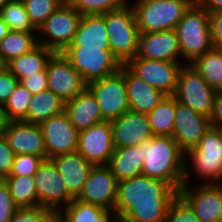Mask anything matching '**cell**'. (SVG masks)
Instances as JSON below:
<instances>
[{
  "label": "cell",
  "mask_w": 222,
  "mask_h": 222,
  "mask_svg": "<svg viewBox=\"0 0 222 222\" xmlns=\"http://www.w3.org/2000/svg\"><path fill=\"white\" fill-rule=\"evenodd\" d=\"M8 25L6 22L3 20V17L0 13V41L8 34L9 32Z\"/></svg>",
  "instance_id": "49"
},
{
  "label": "cell",
  "mask_w": 222,
  "mask_h": 222,
  "mask_svg": "<svg viewBox=\"0 0 222 222\" xmlns=\"http://www.w3.org/2000/svg\"><path fill=\"white\" fill-rule=\"evenodd\" d=\"M50 159L63 178L68 192L77 198L83 190L93 165L88 163L77 151L56 155Z\"/></svg>",
  "instance_id": "22"
},
{
  "label": "cell",
  "mask_w": 222,
  "mask_h": 222,
  "mask_svg": "<svg viewBox=\"0 0 222 222\" xmlns=\"http://www.w3.org/2000/svg\"><path fill=\"white\" fill-rule=\"evenodd\" d=\"M82 15L69 3H62L38 28V44L62 53L73 41Z\"/></svg>",
  "instance_id": "7"
},
{
  "label": "cell",
  "mask_w": 222,
  "mask_h": 222,
  "mask_svg": "<svg viewBox=\"0 0 222 222\" xmlns=\"http://www.w3.org/2000/svg\"><path fill=\"white\" fill-rule=\"evenodd\" d=\"M64 111V101L53 91L46 89L33 95L26 116L21 120L40 125L43 121Z\"/></svg>",
  "instance_id": "28"
},
{
  "label": "cell",
  "mask_w": 222,
  "mask_h": 222,
  "mask_svg": "<svg viewBox=\"0 0 222 222\" xmlns=\"http://www.w3.org/2000/svg\"><path fill=\"white\" fill-rule=\"evenodd\" d=\"M178 191L170 184L139 175L118 182L114 211L135 222H165Z\"/></svg>",
  "instance_id": "1"
},
{
  "label": "cell",
  "mask_w": 222,
  "mask_h": 222,
  "mask_svg": "<svg viewBox=\"0 0 222 222\" xmlns=\"http://www.w3.org/2000/svg\"><path fill=\"white\" fill-rule=\"evenodd\" d=\"M193 0H136L132 8L140 33L173 30Z\"/></svg>",
  "instance_id": "6"
},
{
  "label": "cell",
  "mask_w": 222,
  "mask_h": 222,
  "mask_svg": "<svg viewBox=\"0 0 222 222\" xmlns=\"http://www.w3.org/2000/svg\"><path fill=\"white\" fill-rule=\"evenodd\" d=\"M38 45L37 32L9 31L0 41V57L6 65Z\"/></svg>",
  "instance_id": "31"
},
{
  "label": "cell",
  "mask_w": 222,
  "mask_h": 222,
  "mask_svg": "<svg viewBox=\"0 0 222 222\" xmlns=\"http://www.w3.org/2000/svg\"><path fill=\"white\" fill-rule=\"evenodd\" d=\"M20 83L33 95L48 89L46 68L43 71L23 78Z\"/></svg>",
  "instance_id": "44"
},
{
  "label": "cell",
  "mask_w": 222,
  "mask_h": 222,
  "mask_svg": "<svg viewBox=\"0 0 222 222\" xmlns=\"http://www.w3.org/2000/svg\"><path fill=\"white\" fill-rule=\"evenodd\" d=\"M180 47L175 29L140 33L138 52L134 58L180 62Z\"/></svg>",
  "instance_id": "20"
},
{
  "label": "cell",
  "mask_w": 222,
  "mask_h": 222,
  "mask_svg": "<svg viewBox=\"0 0 222 222\" xmlns=\"http://www.w3.org/2000/svg\"><path fill=\"white\" fill-rule=\"evenodd\" d=\"M16 209L7 184L0 180V222H11Z\"/></svg>",
  "instance_id": "41"
},
{
  "label": "cell",
  "mask_w": 222,
  "mask_h": 222,
  "mask_svg": "<svg viewBox=\"0 0 222 222\" xmlns=\"http://www.w3.org/2000/svg\"><path fill=\"white\" fill-rule=\"evenodd\" d=\"M124 78L129 110L131 111L147 114L166 96L161 91L134 75L125 65Z\"/></svg>",
  "instance_id": "24"
},
{
  "label": "cell",
  "mask_w": 222,
  "mask_h": 222,
  "mask_svg": "<svg viewBox=\"0 0 222 222\" xmlns=\"http://www.w3.org/2000/svg\"><path fill=\"white\" fill-rule=\"evenodd\" d=\"M110 122L115 148L137 146L141 142L153 137L146 113L128 110Z\"/></svg>",
  "instance_id": "19"
},
{
  "label": "cell",
  "mask_w": 222,
  "mask_h": 222,
  "mask_svg": "<svg viewBox=\"0 0 222 222\" xmlns=\"http://www.w3.org/2000/svg\"><path fill=\"white\" fill-rule=\"evenodd\" d=\"M216 91L190 64L180 70L174 97L183 105L208 118L211 116Z\"/></svg>",
  "instance_id": "9"
},
{
  "label": "cell",
  "mask_w": 222,
  "mask_h": 222,
  "mask_svg": "<svg viewBox=\"0 0 222 222\" xmlns=\"http://www.w3.org/2000/svg\"><path fill=\"white\" fill-rule=\"evenodd\" d=\"M209 119L213 128L222 129V96L216 94Z\"/></svg>",
  "instance_id": "46"
},
{
  "label": "cell",
  "mask_w": 222,
  "mask_h": 222,
  "mask_svg": "<svg viewBox=\"0 0 222 222\" xmlns=\"http://www.w3.org/2000/svg\"><path fill=\"white\" fill-rule=\"evenodd\" d=\"M208 117L197 113L176 100V113L172 138L183 153L194 148L211 128Z\"/></svg>",
  "instance_id": "18"
},
{
  "label": "cell",
  "mask_w": 222,
  "mask_h": 222,
  "mask_svg": "<svg viewBox=\"0 0 222 222\" xmlns=\"http://www.w3.org/2000/svg\"><path fill=\"white\" fill-rule=\"evenodd\" d=\"M81 15L103 14L123 7L129 0H69Z\"/></svg>",
  "instance_id": "37"
},
{
  "label": "cell",
  "mask_w": 222,
  "mask_h": 222,
  "mask_svg": "<svg viewBox=\"0 0 222 222\" xmlns=\"http://www.w3.org/2000/svg\"><path fill=\"white\" fill-rule=\"evenodd\" d=\"M118 181L108 165L93 166L77 199L114 211Z\"/></svg>",
  "instance_id": "16"
},
{
  "label": "cell",
  "mask_w": 222,
  "mask_h": 222,
  "mask_svg": "<svg viewBox=\"0 0 222 222\" xmlns=\"http://www.w3.org/2000/svg\"><path fill=\"white\" fill-rule=\"evenodd\" d=\"M143 158L142 175L170 184H184V153L170 136H153L137 145Z\"/></svg>",
  "instance_id": "2"
},
{
  "label": "cell",
  "mask_w": 222,
  "mask_h": 222,
  "mask_svg": "<svg viewBox=\"0 0 222 222\" xmlns=\"http://www.w3.org/2000/svg\"><path fill=\"white\" fill-rule=\"evenodd\" d=\"M15 153L4 136L0 137V180L7 178L11 172Z\"/></svg>",
  "instance_id": "42"
},
{
  "label": "cell",
  "mask_w": 222,
  "mask_h": 222,
  "mask_svg": "<svg viewBox=\"0 0 222 222\" xmlns=\"http://www.w3.org/2000/svg\"><path fill=\"white\" fill-rule=\"evenodd\" d=\"M9 0H0V10L7 4Z\"/></svg>",
  "instance_id": "52"
},
{
  "label": "cell",
  "mask_w": 222,
  "mask_h": 222,
  "mask_svg": "<svg viewBox=\"0 0 222 222\" xmlns=\"http://www.w3.org/2000/svg\"><path fill=\"white\" fill-rule=\"evenodd\" d=\"M54 52L43 45L38 44L28 53L12 59L5 67L19 80V82L36 72L46 68L48 60Z\"/></svg>",
  "instance_id": "29"
},
{
  "label": "cell",
  "mask_w": 222,
  "mask_h": 222,
  "mask_svg": "<svg viewBox=\"0 0 222 222\" xmlns=\"http://www.w3.org/2000/svg\"><path fill=\"white\" fill-rule=\"evenodd\" d=\"M64 112L78 132L105 121L97 99L88 87L75 98L64 102Z\"/></svg>",
  "instance_id": "23"
},
{
  "label": "cell",
  "mask_w": 222,
  "mask_h": 222,
  "mask_svg": "<svg viewBox=\"0 0 222 222\" xmlns=\"http://www.w3.org/2000/svg\"><path fill=\"white\" fill-rule=\"evenodd\" d=\"M197 2L209 13L222 10V0H197Z\"/></svg>",
  "instance_id": "47"
},
{
  "label": "cell",
  "mask_w": 222,
  "mask_h": 222,
  "mask_svg": "<svg viewBox=\"0 0 222 222\" xmlns=\"http://www.w3.org/2000/svg\"><path fill=\"white\" fill-rule=\"evenodd\" d=\"M8 123L9 120L6 116V112L3 110V107L0 106V137L4 136Z\"/></svg>",
  "instance_id": "48"
},
{
  "label": "cell",
  "mask_w": 222,
  "mask_h": 222,
  "mask_svg": "<svg viewBox=\"0 0 222 222\" xmlns=\"http://www.w3.org/2000/svg\"><path fill=\"white\" fill-rule=\"evenodd\" d=\"M31 24L38 28L62 4V0H22Z\"/></svg>",
  "instance_id": "36"
},
{
  "label": "cell",
  "mask_w": 222,
  "mask_h": 222,
  "mask_svg": "<svg viewBox=\"0 0 222 222\" xmlns=\"http://www.w3.org/2000/svg\"><path fill=\"white\" fill-rule=\"evenodd\" d=\"M165 222H200L192 207L179 195L171 201Z\"/></svg>",
  "instance_id": "39"
},
{
  "label": "cell",
  "mask_w": 222,
  "mask_h": 222,
  "mask_svg": "<svg viewBox=\"0 0 222 222\" xmlns=\"http://www.w3.org/2000/svg\"><path fill=\"white\" fill-rule=\"evenodd\" d=\"M184 183L178 194L192 207L200 222H222V187L219 183Z\"/></svg>",
  "instance_id": "13"
},
{
  "label": "cell",
  "mask_w": 222,
  "mask_h": 222,
  "mask_svg": "<svg viewBox=\"0 0 222 222\" xmlns=\"http://www.w3.org/2000/svg\"><path fill=\"white\" fill-rule=\"evenodd\" d=\"M4 181L17 208L39 206L34 175L8 176Z\"/></svg>",
  "instance_id": "32"
},
{
  "label": "cell",
  "mask_w": 222,
  "mask_h": 222,
  "mask_svg": "<svg viewBox=\"0 0 222 222\" xmlns=\"http://www.w3.org/2000/svg\"><path fill=\"white\" fill-rule=\"evenodd\" d=\"M183 65L176 61L147 60L144 58H133L125 64L134 75L166 96H174L178 76Z\"/></svg>",
  "instance_id": "11"
},
{
  "label": "cell",
  "mask_w": 222,
  "mask_h": 222,
  "mask_svg": "<svg viewBox=\"0 0 222 222\" xmlns=\"http://www.w3.org/2000/svg\"><path fill=\"white\" fill-rule=\"evenodd\" d=\"M88 88L96 97L105 121L117 119L129 110L124 65L118 72L89 83Z\"/></svg>",
  "instance_id": "10"
},
{
  "label": "cell",
  "mask_w": 222,
  "mask_h": 222,
  "mask_svg": "<svg viewBox=\"0 0 222 222\" xmlns=\"http://www.w3.org/2000/svg\"><path fill=\"white\" fill-rule=\"evenodd\" d=\"M4 137L15 155L30 154L47 159L40 125L24 121H9Z\"/></svg>",
  "instance_id": "21"
},
{
  "label": "cell",
  "mask_w": 222,
  "mask_h": 222,
  "mask_svg": "<svg viewBox=\"0 0 222 222\" xmlns=\"http://www.w3.org/2000/svg\"><path fill=\"white\" fill-rule=\"evenodd\" d=\"M18 83L19 80L6 67L0 71V106H4Z\"/></svg>",
  "instance_id": "43"
},
{
  "label": "cell",
  "mask_w": 222,
  "mask_h": 222,
  "mask_svg": "<svg viewBox=\"0 0 222 222\" xmlns=\"http://www.w3.org/2000/svg\"><path fill=\"white\" fill-rule=\"evenodd\" d=\"M62 54L87 84L118 72L122 66L111 50L68 46Z\"/></svg>",
  "instance_id": "8"
},
{
  "label": "cell",
  "mask_w": 222,
  "mask_h": 222,
  "mask_svg": "<svg viewBox=\"0 0 222 222\" xmlns=\"http://www.w3.org/2000/svg\"><path fill=\"white\" fill-rule=\"evenodd\" d=\"M112 222H135L127 216L115 213Z\"/></svg>",
  "instance_id": "50"
},
{
  "label": "cell",
  "mask_w": 222,
  "mask_h": 222,
  "mask_svg": "<svg viewBox=\"0 0 222 222\" xmlns=\"http://www.w3.org/2000/svg\"><path fill=\"white\" fill-rule=\"evenodd\" d=\"M117 181L142 175L143 158L137 146L115 148L108 163Z\"/></svg>",
  "instance_id": "27"
},
{
  "label": "cell",
  "mask_w": 222,
  "mask_h": 222,
  "mask_svg": "<svg viewBox=\"0 0 222 222\" xmlns=\"http://www.w3.org/2000/svg\"><path fill=\"white\" fill-rule=\"evenodd\" d=\"M44 160L43 157L30 154L15 155L9 176L34 175Z\"/></svg>",
  "instance_id": "40"
},
{
  "label": "cell",
  "mask_w": 222,
  "mask_h": 222,
  "mask_svg": "<svg viewBox=\"0 0 222 222\" xmlns=\"http://www.w3.org/2000/svg\"><path fill=\"white\" fill-rule=\"evenodd\" d=\"M5 67V64L3 63V61L1 60L0 57V71Z\"/></svg>",
  "instance_id": "53"
},
{
  "label": "cell",
  "mask_w": 222,
  "mask_h": 222,
  "mask_svg": "<svg viewBox=\"0 0 222 222\" xmlns=\"http://www.w3.org/2000/svg\"><path fill=\"white\" fill-rule=\"evenodd\" d=\"M115 211L75 198L58 212V222H112Z\"/></svg>",
  "instance_id": "26"
},
{
  "label": "cell",
  "mask_w": 222,
  "mask_h": 222,
  "mask_svg": "<svg viewBox=\"0 0 222 222\" xmlns=\"http://www.w3.org/2000/svg\"><path fill=\"white\" fill-rule=\"evenodd\" d=\"M114 150L110 121H102L79 132L77 152L93 166L108 165Z\"/></svg>",
  "instance_id": "15"
},
{
  "label": "cell",
  "mask_w": 222,
  "mask_h": 222,
  "mask_svg": "<svg viewBox=\"0 0 222 222\" xmlns=\"http://www.w3.org/2000/svg\"><path fill=\"white\" fill-rule=\"evenodd\" d=\"M210 22L214 46L219 48L222 45V10L211 13Z\"/></svg>",
  "instance_id": "45"
},
{
  "label": "cell",
  "mask_w": 222,
  "mask_h": 222,
  "mask_svg": "<svg viewBox=\"0 0 222 222\" xmlns=\"http://www.w3.org/2000/svg\"><path fill=\"white\" fill-rule=\"evenodd\" d=\"M216 94L219 96H222V82L219 84V86L215 89Z\"/></svg>",
  "instance_id": "51"
},
{
  "label": "cell",
  "mask_w": 222,
  "mask_h": 222,
  "mask_svg": "<svg viewBox=\"0 0 222 222\" xmlns=\"http://www.w3.org/2000/svg\"><path fill=\"white\" fill-rule=\"evenodd\" d=\"M34 178L40 207L59 212L75 199L51 159L42 161Z\"/></svg>",
  "instance_id": "12"
},
{
  "label": "cell",
  "mask_w": 222,
  "mask_h": 222,
  "mask_svg": "<svg viewBox=\"0 0 222 222\" xmlns=\"http://www.w3.org/2000/svg\"><path fill=\"white\" fill-rule=\"evenodd\" d=\"M175 30L184 64H191L197 57L215 47L210 14L197 1L185 11Z\"/></svg>",
  "instance_id": "3"
},
{
  "label": "cell",
  "mask_w": 222,
  "mask_h": 222,
  "mask_svg": "<svg viewBox=\"0 0 222 222\" xmlns=\"http://www.w3.org/2000/svg\"><path fill=\"white\" fill-rule=\"evenodd\" d=\"M105 18L101 14L82 15L74 39L69 46L111 50Z\"/></svg>",
  "instance_id": "25"
},
{
  "label": "cell",
  "mask_w": 222,
  "mask_h": 222,
  "mask_svg": "<svg viewBox=\"0 0 222 222\" xmlns=\"http://www.w3.org/2000/svg\"><path fill=\"white\" fill-rule=\"evenodd\" d=\"M130 0L123 7L101 14L105 18L107 36L113 55L122 65L138 52L139 29Z\"/></svg>",
  "instance_id": "5"
},
{
  "label": "cell",
  "mask_w": 222,
  "mask_h": 222,
  "mask_svg": "<svg viewBox=\"0 0 222 222\" xmlns=\"http://www.w3.org/2000/svg\"><path fill=\"white\" fill-rule=\"evenodd\" d=\"M191 171L202 183L222 181V129L211 127L196 147L184 153V183L190 182Z\"/></svg>",
  "instance_id": "4"
},
{
  "label": "cell",
  "mask_w": 222,
  "mask_h": 222,
  "mask_svg": "<svg viewBox=\"0 0 222 222\" xmlns=\"http://www.w3.org/2000/svg\"><path fill=\"white\" fill-rule=\"evenodd\" d=\"M0 13L10 31L37 32L30 22L22 0H9Z\"/></svg>",
  "instance_id": "34"
},
{
  "label": "cell",
  "mask_w": 222,
  "mask_h": 222,
  "mask_svg": "<svg viewBox=\"0 0 222 222\" xmlns=\"http://www.w3.org/2000/svg\"><path fill=\"white\" fill-rule=\"evenodd\" d=\"M48 89L64 102L75 98L88 84L62 53H54L46 65Z\"/></svg>",
  "instance_id": "14"
},
{
  "label": "cell",
  "mask_w": 222,
  "mask_h": 222,
  "mask_svg": "<svg viewBox=\"0 0 222 222\" xmlns=\"http://www.w3.org/2000/svg\"><path fill=\"white\" fill-rule=\"evenodd\" d=\"M176 113V98L165 96L147 117L153 136L172 137Z\"/></svg>",
  "instance_id": "30"
},
{
  "label": "cell",
  "mask_w": 222,
  "mask_h": 222,
  "mask_svg": "<svg viewBox=\"0 0 222 222\" xmlns=\"http://www.w3.org/2000/svg\"><path fill=\"white\" fill-rule=\"evenodd\" d=\"M11 222H58V212L40 206L17 208Z\"/></svg>",
  "instance_id": "38"
},
{
  "label": "cell",
  "mask_w": 222,
  "mask_h": 222,
  "mask_svg": "<svg viewBox=\"0 0 222 222\" xmlns=\"http://www.w3.org/2000/svg\"><path fill=\"white\" fill-rule=\"evenodd\" d=\"M33 94L20 82L3 106L9 121H21L28 111Z\"/></svg>",
  "instance_id": "35"
},
{
  "label": "cell",
  "mask_w": 222,
  "mask_h": 222,
  "mask_svg": "<svg viewBox=\"0 0 222 222\" xmlns=\"http://www.w3.org/2000/svg\"><path fill=\"white\" fill-rule=\"evenodd\" d=\"M192 65L214 89L222 82V49L214 47L197 57Z\"/></svg>",
  "instance_id": "33"
},
{
  "label": "cell",
  "mask_w": 222,
  "mask_h": 222,
  "mask_svg": "<svg viewBox=\"0 0 222 222\" xmlns=\"http://www.w3.org/2000/svg\"><path fill=\"white\" fill-rule=\"evenodd\" d=\"M40 127L43 132L47 159L77 151L79 132L71 124L64 111L43 121Z\"/></svg>",
  "instance_id": "17"
}]
</instances>
